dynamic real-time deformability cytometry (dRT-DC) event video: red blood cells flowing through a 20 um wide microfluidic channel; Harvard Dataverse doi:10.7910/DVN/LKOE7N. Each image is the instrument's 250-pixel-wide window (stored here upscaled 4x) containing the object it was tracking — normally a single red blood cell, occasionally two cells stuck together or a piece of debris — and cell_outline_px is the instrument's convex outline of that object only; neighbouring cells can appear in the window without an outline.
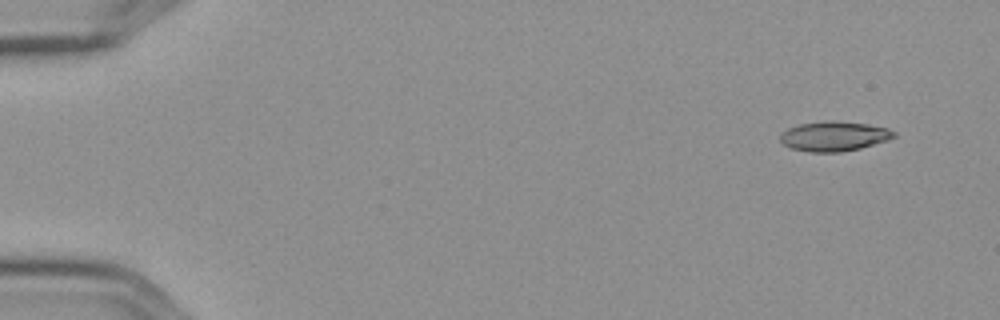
{"species": "Egyptian fruit bat (a non-hibernating species)", "species_latin": "Rousettus aegyptiacus", "temperature_condition": "cold", "stored_images_in_passage": 6, "camera_frame_rate_fps": 3000, "um_per_image_px": 0.085, "frame": {"image": 1, "passage_image": 1, "time_ms": 0.0, "image_size_px": [1000, 320], "cell_outline_px": [[896, 136], [888, 140], [860, 148], [840, 152], [808, 152], [792, 148], [784, 144], [780, 140], [780, 132], [788, 128], [800, 124], [828, 120], [832, 120], [868, 124], [888, 128], [896, 132]], "centroid_in_image_um": [70.9, 11.57], "position_along_channel_um": 14.1, "area_um2": 19.77}}
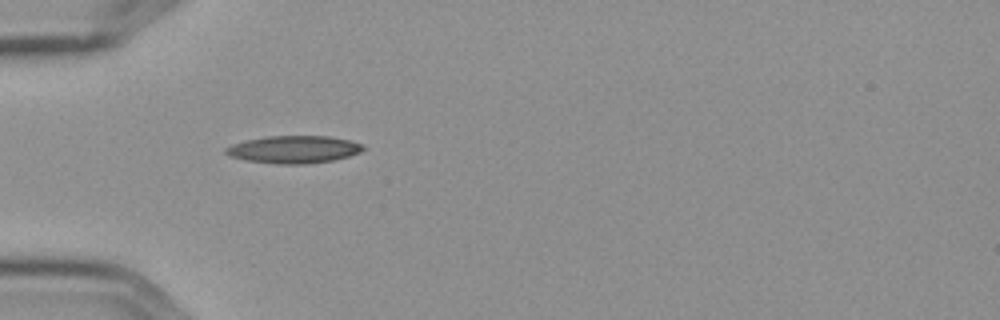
{"frame": {"image": 2, "passage_image": 5, "time_ms": 1.333, "image_size_px": [1000, 320], "cell_outline_px": [[364, 148], [360, 152], [348, 156], [332, 160], [308, 164], [276, 164], [244, 160], [232, 156], [224, 152], [224, 148], [232, 144], [248, 140], [268, 136], [328, 136], [348, 140], [360, 144]], "centroid_in_image_um": [24.94, 12.71], "position_along_channel_um": 60.1, "area_um2": 21.79}}
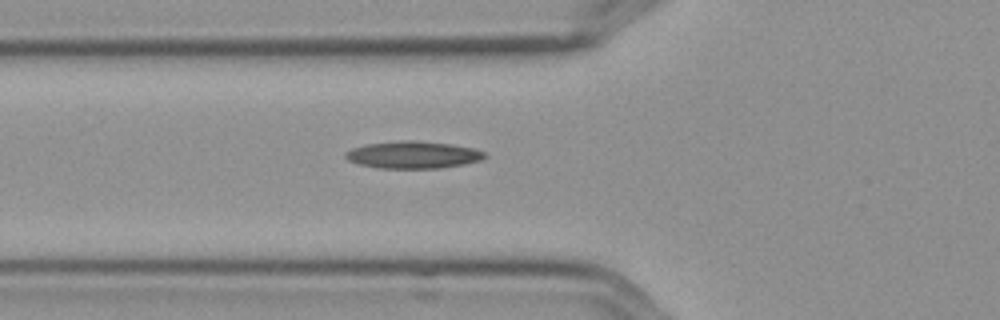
{"frame": {"image": 3, "passage_image": 6, "time_ms": 1.667, "image_size_px": [1000, 320], "cell_outline_px": [[488, 156], [480, 160], [464, 164], [440, 168], [380, 168], [360, 164], [348, 160], [344, 156], [344, 152], [352, 148], [364, 144], [400, 140], [416, 140], [452, 144], [472, 148], [484, 152]], "centroid_in_image_um": [35.09, 13.15], "position_along_channel_um": 90.7, "area_um2": 22.14}}